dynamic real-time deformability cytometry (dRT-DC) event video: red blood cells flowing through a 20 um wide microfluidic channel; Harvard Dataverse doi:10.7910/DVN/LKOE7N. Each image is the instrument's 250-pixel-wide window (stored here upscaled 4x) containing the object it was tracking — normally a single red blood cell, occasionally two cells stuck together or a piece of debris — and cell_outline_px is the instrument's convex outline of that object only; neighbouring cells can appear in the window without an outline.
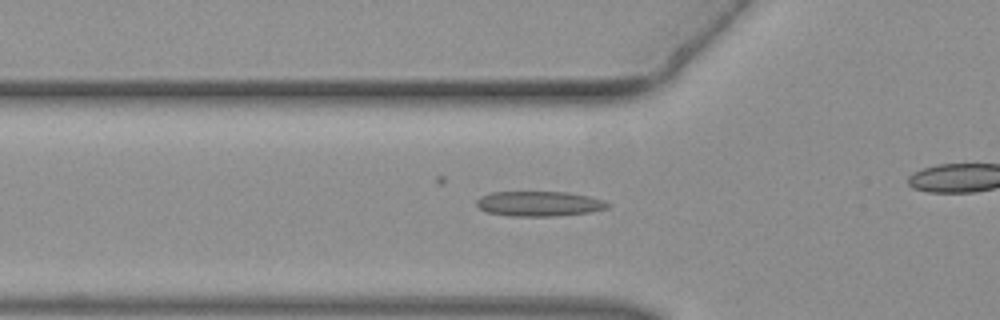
{"species": "common noctule bat (a hibernating species)", "species_latin": "Nyctalus noctula", "temperature_condition": "warm", "stored_images_in_passage": 28, "camera_frame_rate_fps": 3000, "um_per_image_px": 0.085, "animal": {"sex": "female", "body_mass_g": 19.3, "forearm_length_mm": 54.1}, "frame": {"image": 1, "passage_image": 12, "time_ms": 3.667, "image_size_px": [1000, 320], "cell_outline_px": [[612, 204], [608, 208], [592, 212], [556, 216], [508, 216], [488, 212], [480, 208], [476, 204], [476, 200], [480, 196], [492, 192], [568, 192], [588, 196]], "centroid_in_image_um": [45.83, 17.32], "position_along_channel_um": 80.0, "area_um2": 19.13}}
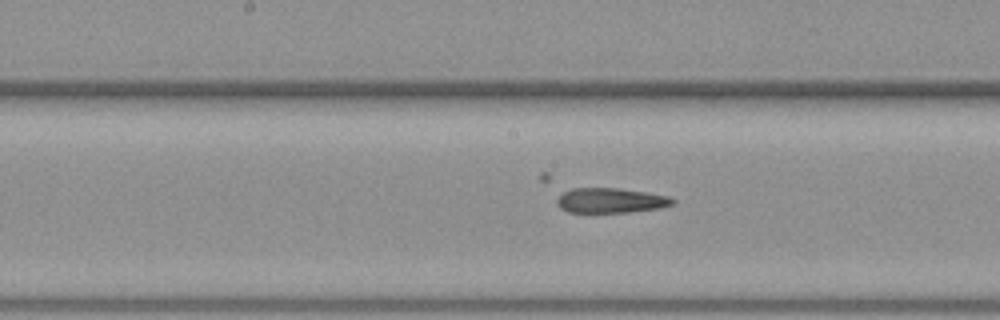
{"frame": {"image": 2, "passage_image": 20, "time_ms": 6.333, "image_size_px": [1000, 320], "cell_outline_px": [[676, 204], [660, 208], [628, 212], [592, 216], [588, 216], [568, 212], [560, 208], [556, 204], [556, 200], [564, 192], [572, 188], [616, 188], [644, 192], [668, 196], [676, 200]], "centroid_in_image_um": [51.85, 17.1], "position_along_channel_um": 196.4, "area_um2": 17.69}}
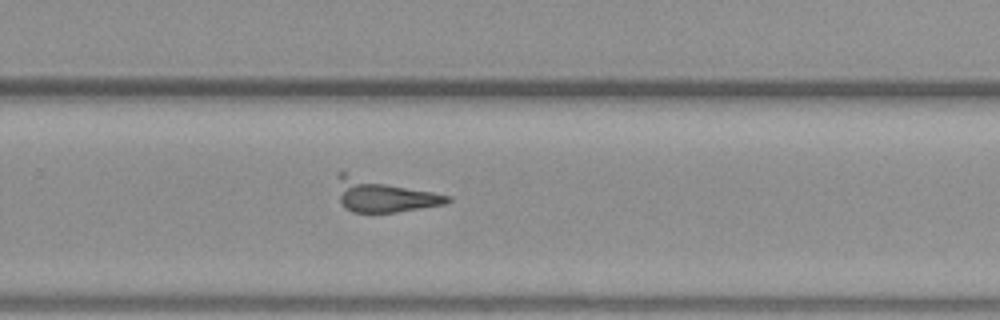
{"frame": {"image": 3, "passage_image": 27, "time_ms": 8.667, "image_size_px": [1000, 320], "cell_outline_px": [[452, 200], [444, 204], [396, 212], [352, 212], [344, 208], [340, 200], [336, 176], [340, 172], [344, 172], [452, 196]], "centroid_in_image_um": [32.59, 16.6], "position_along_channel_um": 297.2, "area_um2": 21.1}}